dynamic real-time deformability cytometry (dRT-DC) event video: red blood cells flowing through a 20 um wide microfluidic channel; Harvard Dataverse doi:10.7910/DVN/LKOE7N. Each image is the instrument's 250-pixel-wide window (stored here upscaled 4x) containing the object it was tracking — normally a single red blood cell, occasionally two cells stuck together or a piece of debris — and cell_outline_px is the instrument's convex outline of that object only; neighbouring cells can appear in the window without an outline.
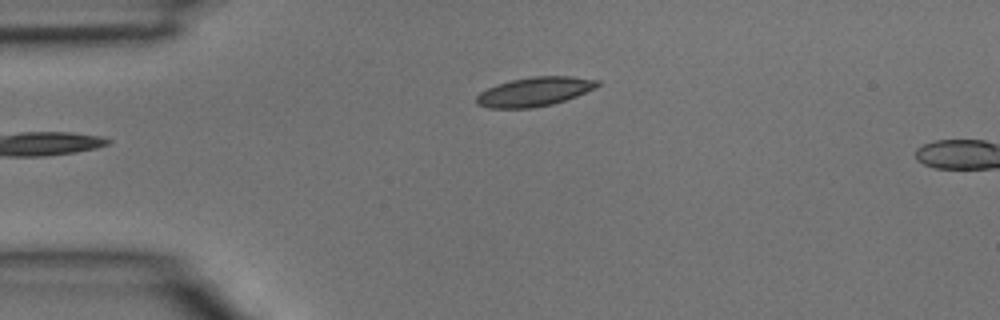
{"species": "common noctule bat (a hibernating species)", "species_latin": "Nyctalus noctula", "temperature_condition": "room temperature", "stored_images_in_passage": 4, "camera_frame_rate_fps": 3000, "um_per_image_px": 0.085, "animal": {"sex": "male", "body_mass_g": 15.6}, "frame": {"image": 1, "passage_image": 4, "time_ms": 1.0, "image_size_px": [1000, 320], "cell_outline_px": [[600, 84], [596, 88], [576, 96], [552, 104], [532, 108], [488, 108], [476, 104], [476, 96], [480, 92], [496, 84], [512, 80], [532, 76], [568, 76], [600, 80]], "centroid_in_image_um": [45.42, 7.79], "position_along_channel_um": 39.6, "area_um2": 20.52}}